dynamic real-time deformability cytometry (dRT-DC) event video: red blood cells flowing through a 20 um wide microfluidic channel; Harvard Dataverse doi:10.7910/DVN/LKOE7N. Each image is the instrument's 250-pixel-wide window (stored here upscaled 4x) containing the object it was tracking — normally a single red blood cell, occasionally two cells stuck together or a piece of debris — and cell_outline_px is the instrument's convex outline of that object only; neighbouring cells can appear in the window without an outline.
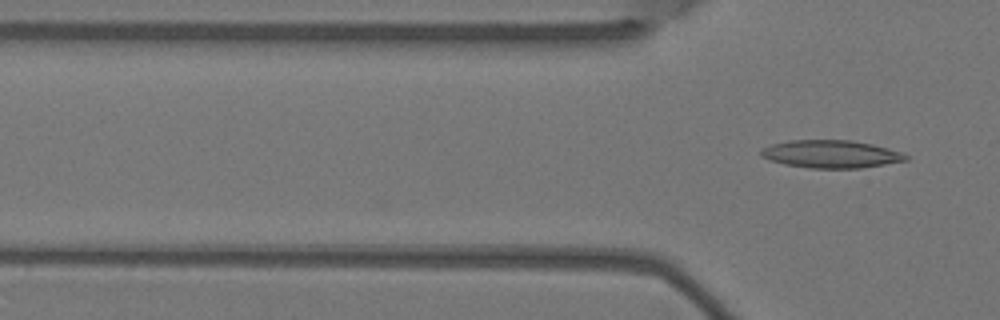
{"species": "Egyptian fruit bat (a non-hibernating species)", "species_latin": "Rousettus aegyptiacus", "temperature_condition": "warm", "stored_images_in_passage": 5, "camera_frame_rate_fps": 3000, "um_per_image_px": 0.085, "animal": {"sex": "female"}, "frame": {"image": 1, "passage_image": 5, "time_ms": 1.333, "image_size_px": [1000, 320], "cell_outline_px": [[908, 160], [860, 168], [808, 168], [784, 164], [768, 160], [760, 156], [760, 152], [764, 148], [772, 144], [788, 140], [852, 140], [872, 144], [904, 152], [908, 156]], "centroid_in_image_um": [70.64, 13.09], "position_along_channel_um": 55.2, "area_um2": 23.52}}